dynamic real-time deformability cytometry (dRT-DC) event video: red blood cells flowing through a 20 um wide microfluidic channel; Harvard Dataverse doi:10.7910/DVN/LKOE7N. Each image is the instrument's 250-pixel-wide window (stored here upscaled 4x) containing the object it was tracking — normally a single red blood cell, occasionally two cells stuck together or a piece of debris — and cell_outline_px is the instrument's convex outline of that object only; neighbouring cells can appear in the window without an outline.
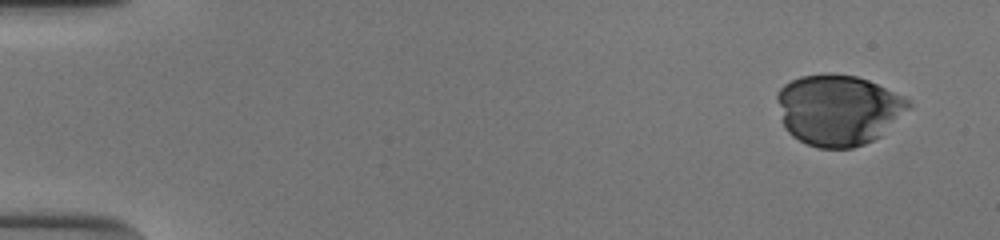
{"species": "human", "species_latin": "Homo sapiens", "temperature_condition": "cold", "stored_images_in_passage": 42, "camera_frame_rate_fps": 3000, "um_per_image_px": 0.085, "donor": {"sex": "male"}, "frame": {"image": 1, "passage_image": 1, "time_ms": 0.0, "image_size_px": [1000, 240], "cell_outline_px": [[912, 104], [880, 136], [864, 144], [852, 148], [820, 148], [808, 144], [792, 136], [784, 128], [776, 100], [776, 96], [780, 88], [784, 84], [800, 76], [828, 72], [832, 72], [856, 76], [868, 80], [904, 96]], "centroid_in_image_um": [71.21, 9.32], "position_along_channel_um": 13.8, "area_um2": 54.16}}
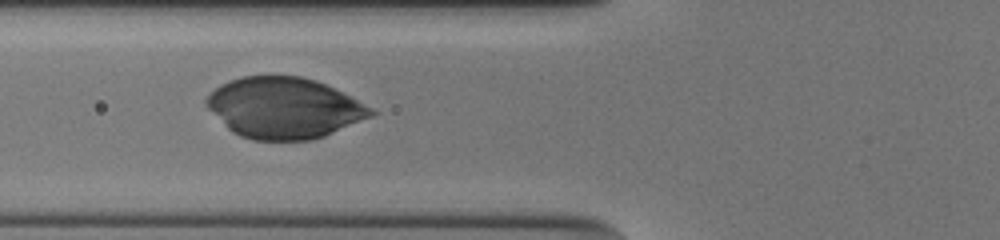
{"frame": {"image": 2, "passage_image": 19, "time_ms": 6.0, "image_size_px": [1000, 240], "cell_outline_px": [[376, 112], [372, 116], [324, 136], [312, 140], [252, 140], [240, 136], [232, 132], [204, 104], [204, 100], [220, 84], [244, 76], [300, 76], [316, 80], [372, 108]], "centroid_in_image_um": [24.12, 9.18], "position_along_channel_um": 101.7, "area_um2": 57.74}}
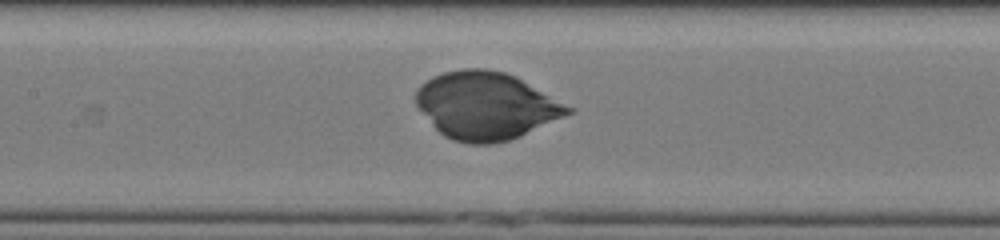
{"frame": {"image": 3, "passage_image": 24, "time_ms": 7.667, "image_size_px": [1000, 240], "cell_outline_px": [[576, 108], [572, 112], [564, 116], [520, 136], [508, 140], [492, 144], [468, 144], [452, 140], [444, 136], [432, 124], [416, 104], [416, 88], [420, 84], [432, 76], [444, 72], [464, 68], [488, 68], [504, 72], [516, 76]], "centroid_in_image_um": [41.32, 8.97], "position_along_channel_um": 166.1, "area_um2": 59.88}}